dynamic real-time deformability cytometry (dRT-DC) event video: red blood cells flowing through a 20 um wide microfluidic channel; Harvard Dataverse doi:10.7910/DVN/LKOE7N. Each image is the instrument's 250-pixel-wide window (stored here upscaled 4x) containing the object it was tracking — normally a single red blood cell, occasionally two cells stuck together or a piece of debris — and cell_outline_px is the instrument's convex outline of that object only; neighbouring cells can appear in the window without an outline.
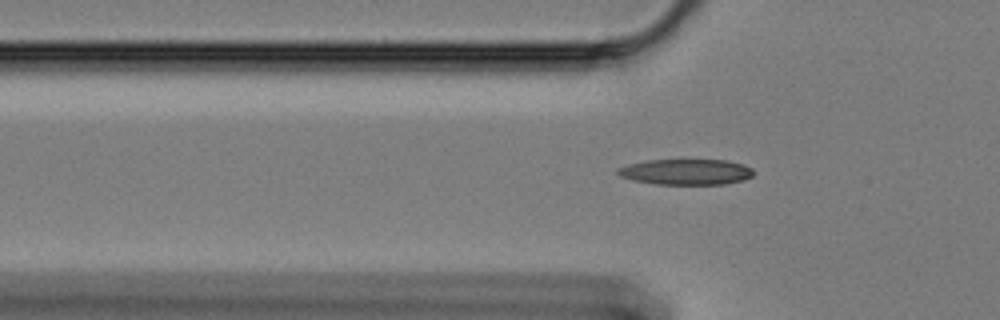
{"species": "Egyptian fruit bat (a non-hibernating species)", "species_latin": "Rousettus aegyptiacus", "temperature_condition": "cold", "stored_images_in_passage": 36, "camera_frame_rate_fps": 3000, "um_per_image_px": 0.085, "animal": {"sex": "female"}, "frame": {"image": 1, "passage_image": 10, "time_ms": 3.0, "image_size_px": [1000, 320], "cell_outline_px": [[756, 172], [752, 176], [744, 180], [724, 184], [656, 184], [632, 180], [620, 176], [616, 172], [616, 168], [628, 164], [648, 160], [728, 160], [744, 164], [752, 168]], "centroid_in_image_um": [58.33, 14.61], "position_along_channel_um": 67.5, "area_um2": 20.52}}
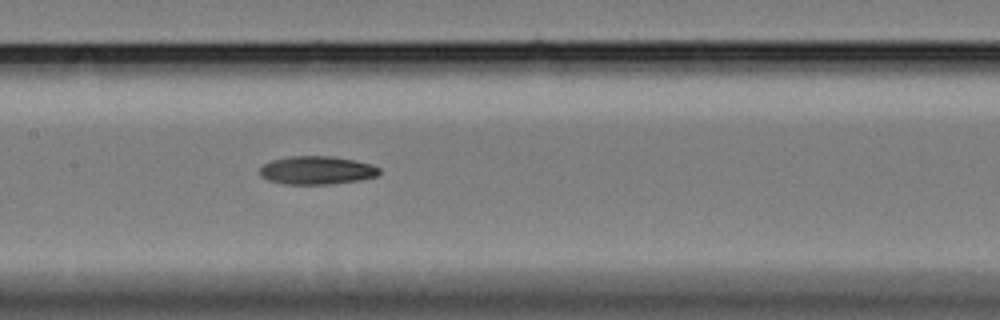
{"frame": {"image": 2, "passage_image": 20, "time_ms": 6.333, "image_size_px": [1000, 320], "cell_outline_px": [[380, 172], [376, 176], [360, 180], [328, 184], [284, 184], [268, 180], [260, 176], [260, 168], [264, 164], [272, 160], [292, 156], [332, 156], [356, 160], [372, 164], [380, 168]], "centroid_in_image_um": [26.94, 14.47], "position_along_channel_um": 180.5, "area_um2": 19.71}}
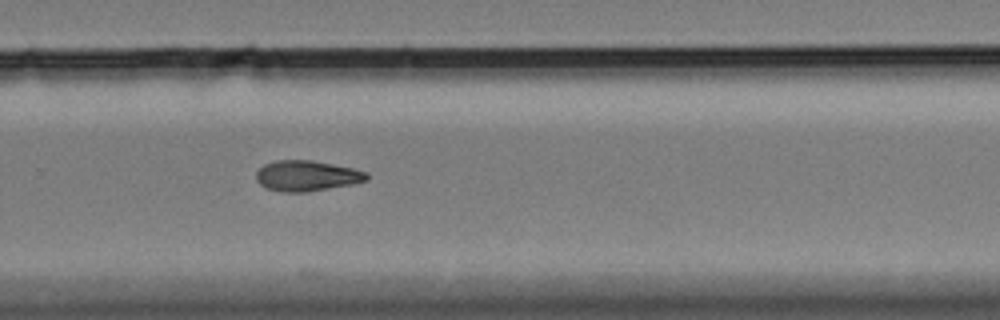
{"frame": {"image": 3, "passage_image": 31, "time_ms": 10.0, "image_size_px": [1000, 320], "cell_outline_px": [[368, 180], [352, 184], [308, 192], [284, 192], [268, 188], [260, 184], [256, 180], [256, 172], [264, 164], [276, 160], [308, 160], [332, 164], [352, 168], [368, 172]], "centroid_in_image_um": [26.08, 14.94], "position_along_channel_um": 303.7, "area_um2": 19.59}}